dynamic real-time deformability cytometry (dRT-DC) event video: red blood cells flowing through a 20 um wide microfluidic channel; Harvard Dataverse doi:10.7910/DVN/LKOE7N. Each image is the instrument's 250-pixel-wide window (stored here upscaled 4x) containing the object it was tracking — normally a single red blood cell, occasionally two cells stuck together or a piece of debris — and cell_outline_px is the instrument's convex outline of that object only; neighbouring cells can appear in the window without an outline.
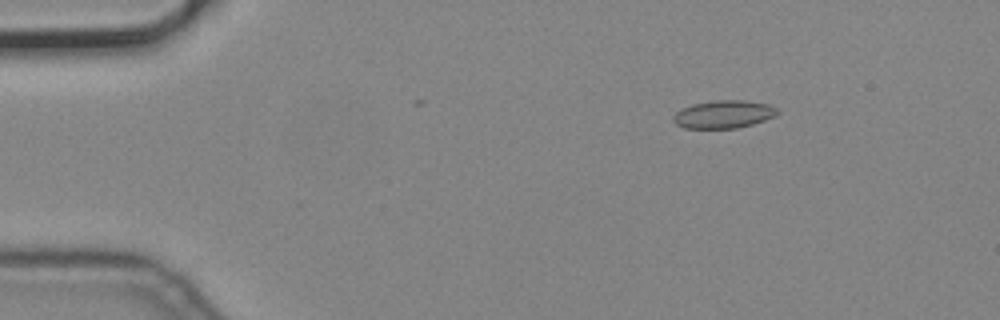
{"species": "common noctule bat (a hibernating species)", "species_latin": "Nyctalus noctula", "temperature_condition": "cold", "stored_images_in_passage": 3, "camera_frame_rate_fps": 3000, "um_per_image_px": 0.085, "animal": {"sex": "male", "body_mass_g": 19.2, "forearm_length_mm": 51.8}, "frame": {"image": 1, "passage_image": 2, "time_ms": 0.333, "image_size_px": [1000, 320], "cell_outline_px": [[780, 112], [776, 116], [752, 124], [736, 128], [684, 128], [676, 124], [672, 120], [672, 116], [676, 112], [692, 104], [712, 100], [744, 100], [768, 104], [776, 108]], "centroid_in_image_um": [61.51, 9.71], "position_along_channel_um": 23.5, "area_um2": 16.94}}